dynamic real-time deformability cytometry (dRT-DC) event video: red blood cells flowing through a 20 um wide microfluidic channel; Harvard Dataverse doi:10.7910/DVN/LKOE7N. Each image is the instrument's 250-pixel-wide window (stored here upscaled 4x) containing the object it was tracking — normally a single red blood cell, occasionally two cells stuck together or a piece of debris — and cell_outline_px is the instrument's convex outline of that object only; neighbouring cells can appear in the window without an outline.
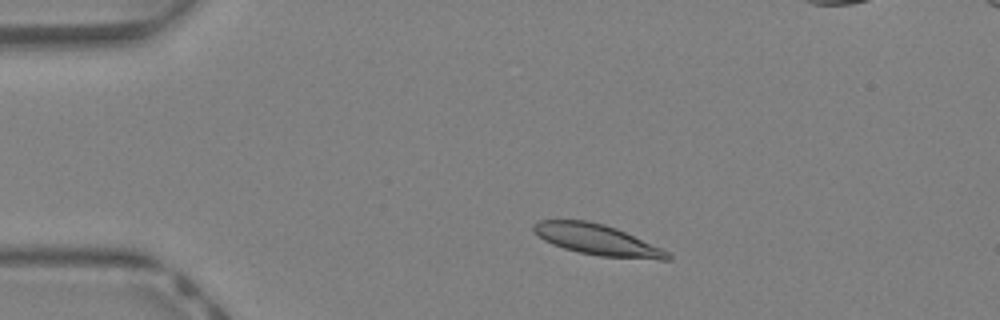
{"species": "Egyptian fruit bat (a non-hibernating species)", "species_latin": "Rousettus aegyptiacus", "temperature_condition": "warm", "stored_images_in_passage": 41, "camera_frame_rate_fps": 3000, "um_per_image_px": 0.085, "animal": {"sex": "female"}, "frame": {"image": 1, "passage_image": 6, "time_ms": 1.667, "image_size_px": [1000, 320], "cell_outline_px": [[672, 260], [660, 260], [600, 256], [580, 252], [564, 248], [552, 244], [544, 240], [532, 232], [532, 224], [540, 220], [588, 220], [604, 224], [616, 228], [660, 248], [668, 252], [672, 256]], "centroid_in_image_um": [50.73, 20.37], "position_along_channel_um": 34.3, "area_um2": 23.93}}
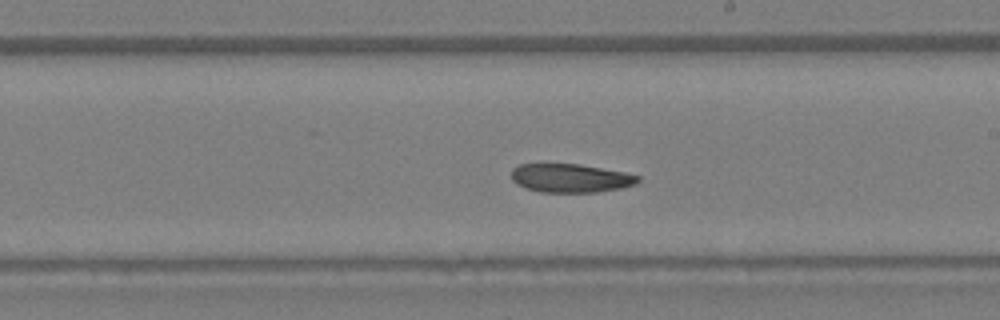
{"frame": {"image": 2, "passage_image": 22, "time_ms": 7.0, "image_size_px": [1000, 320], "cell_outline_px": [[640, 180], [636, 184], [620, 188], [596, 192], [540, 192], [524, 188], [516, 184], [512, 180], [512, 168], [520, 164], [540, 160], [580, 164], [624, 172], [640, 176]], "centroid_in_image_um": [48.4, 15.09], "position_along_channel_um": 240.6, "area_um2": 22.02}}
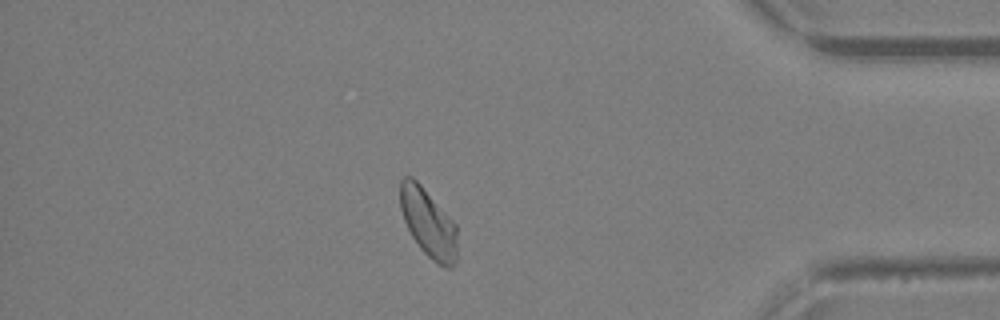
{"frame": {"image": 3, "passage_image": 34, "time_ms": 11.0, "image_size_px": [1000, 320], "cell_outline_px": [[456, 260], [452, 268], [448, 268], [436, 264], [420, 248], [412, 236], [404, 220], [400, 208], [400, 180], [404, 176], [412, 176], [420, 184], [456, 224]], "centroid_in_image_um": [36.39, 18.96], "position_along_channel_um": 398.8, "area_um2": 22.6}, "authors_computed_cell_mechanics": {"area_um2": 22.9466, "velocity_mm_per_s": 4.7971, "shape_relaxation_time_tau1_ms": 3.5697, "shape_relaxation_time_tau2_ms": 2.3715, "deformation_change_tau1": 0.1004, "deformation_change_tau2": 0.0724}}